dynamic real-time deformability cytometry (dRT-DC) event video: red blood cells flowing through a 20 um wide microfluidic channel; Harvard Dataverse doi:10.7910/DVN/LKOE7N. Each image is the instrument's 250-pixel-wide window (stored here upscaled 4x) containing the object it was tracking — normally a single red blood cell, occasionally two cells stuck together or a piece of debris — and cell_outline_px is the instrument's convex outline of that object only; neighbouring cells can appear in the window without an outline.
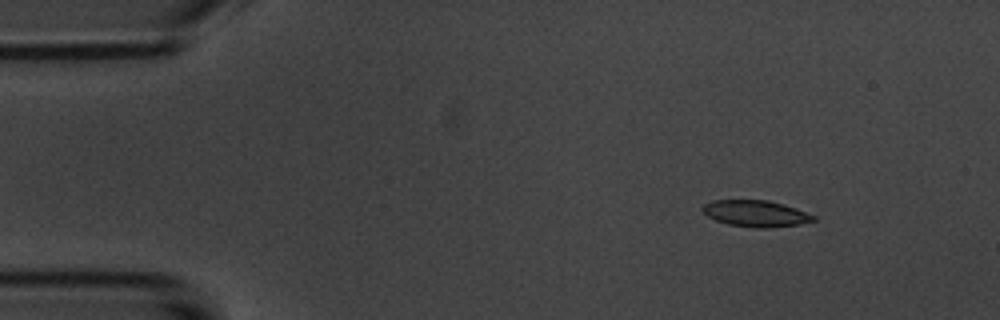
{"species": "common noctule bat (a hibernating species)", "species_latin": "Nyctalus noctula", "temperature_condition": "room temperature", "stored_images_in_passage": 11, "camera_frame_rate_fps": 3000, "um_per_image_px": 0.085, "animal": {"sex": "male", "body_mass_g": 20.1, "forearm_length_mm": 53.5}, "frame": {"image": 1, "passage_image": 2, "time_ms": 2.0, "image_size_px": [1000, 320], "cell_outline_px": [[816, 220], [800, 224], [768, 228], [752, 228], [728, 224], [716, 220], [708, 216], [700, 208], [704, 204], [712, 200], [768, 200], [784, 204], [816, 216]], "centroid_in_image_um": [64.23, 18.15], "position_along_channel_um": 20.8, "area_um2": 17.11}}
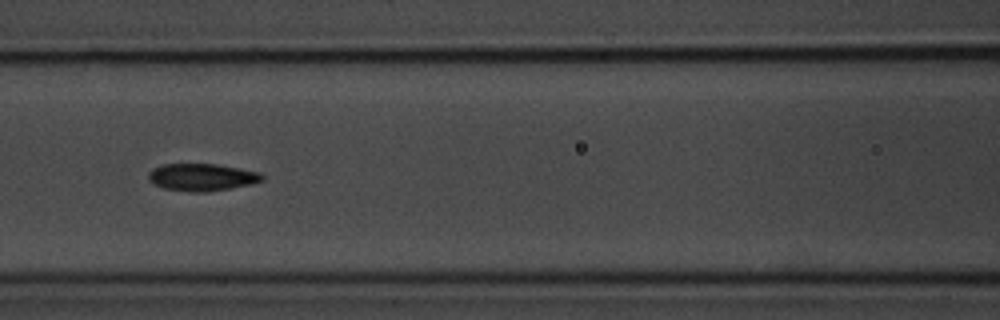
{"frame": {"image": 2, "passage_image": 7, "time_ms": 7.667, "image_size_px": [1000, 320], "cell_outline_px": [[264, 180], [252, 184], [208, 192], [192, 192], [164, 188], [152, 184], [148, 180], [148, 172], [152, 168], [164, 164], [216, 164], [260, 172], [264, 176]], "centroid_in_image_um": [17.14, 15.06], "position_along_channel_um": 149.5, "area_um2": 18.21}}
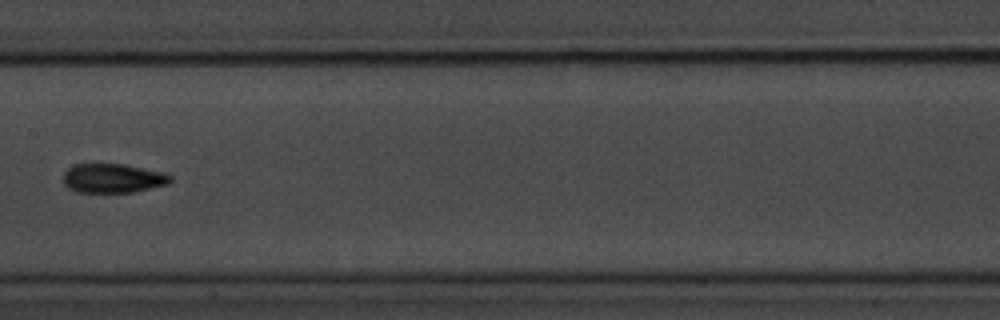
{"frame": {"image": 3, "passage_image": 8, "time_ms": 9.0, "image_size_px": [1000, 320], "cell_outline_px": [[172, 180], [168, 184], [132, 192], [76, 192], [68, 188], [64, 184], [64, 172], [68, 168], [76, 164], [124, 164], [164, 172], [172, 176]], "centroid_in_image_um": [9.6, 15.15], "position_along_channel_um": 197.8, "area_um2": 18.21}}